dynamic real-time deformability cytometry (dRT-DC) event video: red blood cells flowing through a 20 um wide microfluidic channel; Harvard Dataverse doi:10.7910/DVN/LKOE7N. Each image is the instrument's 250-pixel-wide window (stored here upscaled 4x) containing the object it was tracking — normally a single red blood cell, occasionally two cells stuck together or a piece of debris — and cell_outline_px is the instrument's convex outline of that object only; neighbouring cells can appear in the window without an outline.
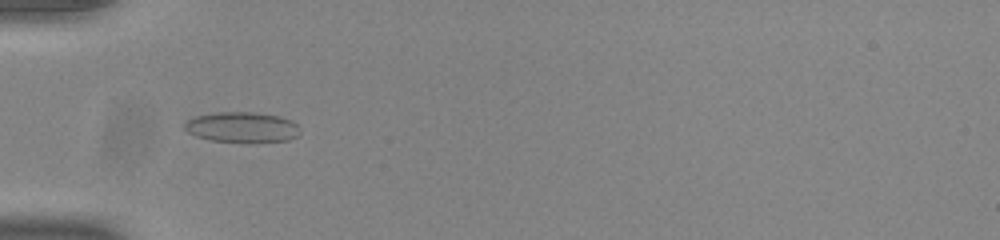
{"species": "common noctule bat (a hibernating species)", "species_latin": "Nyctalus noctula", "temperature_condition": "room temperature", "stored_images_in_passage": 50, "camera_frame_rate_fps": 3000, "um_per_image_px": 0.085, "animal": {"sex": "male", "body_mass_g": 20.0, "forearm_length_mm": 53.3}, "frame": {"image": 1, "passage_image": 15, "time_ms": 4.667, "image_size_px": [1000, 240], "cell_outline_px": [[300, 132], [296, 136], [288, 140], [212, 140], [196, 136], [188, 132], [184, 128], [184, 124], [188, 120], [196, 116], [220, 112], [252, 112], [280, 116], [292, 120], [300, 128]], "centroid_in_image_um": [20.58, 10.77], "position_along_channel_um": 64.4, "area_um2": 19.71}}
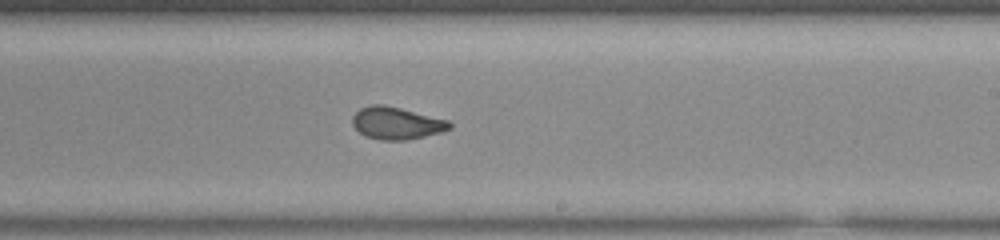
{"frame": {"image": 2, "passage_image": 30, "time_ms": 9.667, "image_size_px": [1000, 240], "cell_outline_px": [[452, 128], [440, 132], [424, 136], [404, 140], [380, 140], [364, 136], [352, 124], [352, 116], [360, 108], [372, 104], [384, 104], [448, 120], [452, 124]], "centroid_in_image_um": [33.68, 10.46], "position_along_channel_um": 255.3, "area_um2": 18.21}}
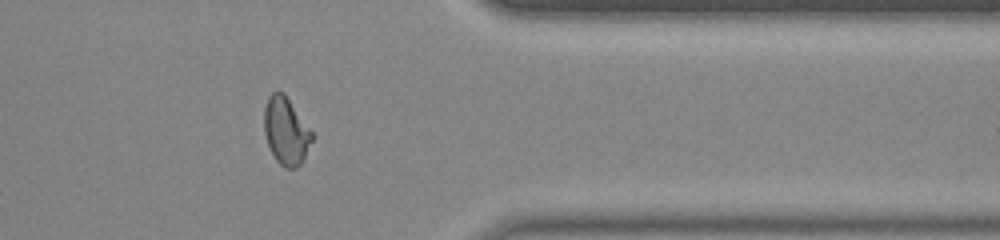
{"frame": {"image": 3, "passage_image": 41, "time_ms": 13.333, "image_size_px": [1000, 240], "cell_outline_px": [[312, 140], [300, 164], [296, 168], [284, 168], [276, 160], [268, 144], [264, 132], [264, 108], [268, 96], [272, 92], [284, 92], [312, 132]], "centroid_in_image_um": [24.28, 11.12], "position_along_channel_um": 387.1, "area_um2": 18.5}, "authors_computed_cell_mechanics": {"area_um2": 18.8139, "velocity_mm_per_s": 3.8747, "shape_relaxation_time_tau1_ms": null, "shape_relaxation_time_tau2_ms": 0.9931, "deformation_change_tau1": null, "deformation_change_tau2": 0.0692}}